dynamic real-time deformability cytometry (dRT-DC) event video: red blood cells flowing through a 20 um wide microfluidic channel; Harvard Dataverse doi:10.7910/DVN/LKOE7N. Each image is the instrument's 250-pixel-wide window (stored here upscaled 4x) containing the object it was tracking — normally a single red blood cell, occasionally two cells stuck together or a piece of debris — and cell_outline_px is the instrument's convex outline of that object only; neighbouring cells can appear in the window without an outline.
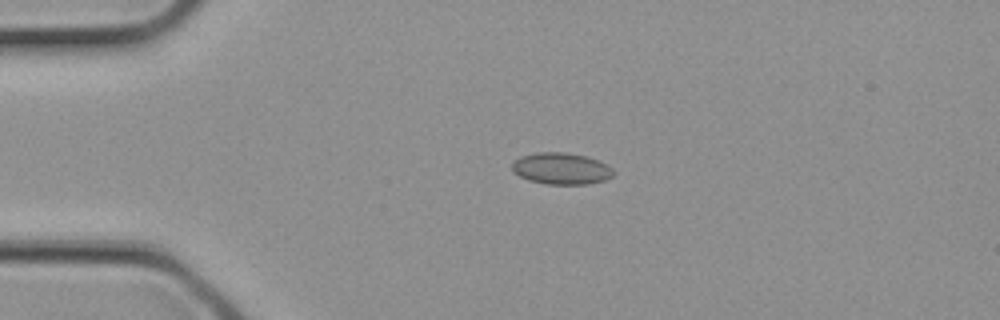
{"species": "common noctule bat (a hibernating species)", "species_latin": "Nyctalus noctula", "temperature_condition": "cold", "stored_images_in_passage": 2, "camera_frame_rate_fps": 3000, "um_per_image_px": 0.085, "animal": {"sex": "female", "body_mass_g": 21.9}, "frame": {"image": 1, "passage_image": 2, "time_ms": 0.333, "image_size_px": [1000, 320], "cell_outline_px": [[616, 172], [612, 176], [604, 180], [588, 184], [544, 184], [528, 180], [512, 172], [512, 164], [520, 156], [536, 152], [564, 152], [588, 156], [612, 168]], "centroid_in_image_um": [47.69, 14.33], "position_along_channel_um": 37.3, "area_um2": 18.73}}